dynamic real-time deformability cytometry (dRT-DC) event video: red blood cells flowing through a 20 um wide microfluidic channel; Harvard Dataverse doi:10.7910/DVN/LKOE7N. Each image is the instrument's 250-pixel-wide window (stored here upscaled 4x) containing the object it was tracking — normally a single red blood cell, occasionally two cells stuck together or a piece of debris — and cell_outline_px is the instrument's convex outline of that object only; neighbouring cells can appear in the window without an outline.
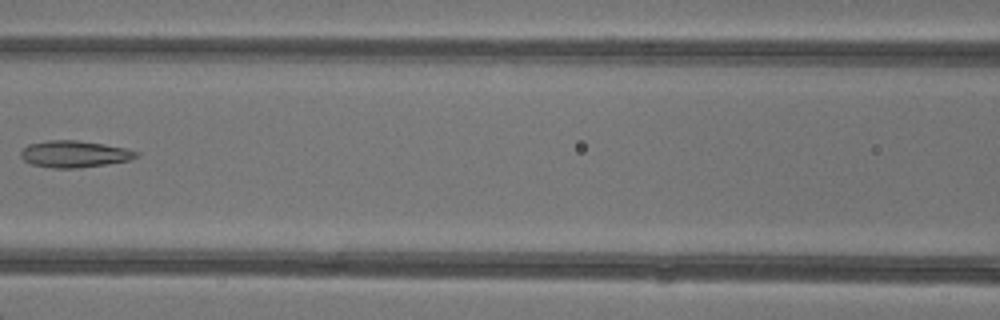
{"species": "common noctule bat (a hibernating species)", "species_latin": "Nyctalus noctula", "temperature_condition": "warm", "stored_images_in_passage": 5, "camera_frame_rate_fps": 3000, "um_per_image_px": 0.085, "animal": {"sex": "female"}, "frame": {"image": 1, "passage_image": 5, "time_ms": 5.667, "image_size_px": [1000, 320], "cell_outline_px": [[140, 156], [128, 160], [104, 164], [76, 168], [52, 168], [32, 164], [24, 160], [20, 156], [20, 152], [28, 144], [48, 140], [76, 140], [104, 144], [124, 148], [140, 152]], "centroid_in_image_um": [6.31, 13.08], "position_along_channel_um": 160.3, "area_um2": 17.86}}